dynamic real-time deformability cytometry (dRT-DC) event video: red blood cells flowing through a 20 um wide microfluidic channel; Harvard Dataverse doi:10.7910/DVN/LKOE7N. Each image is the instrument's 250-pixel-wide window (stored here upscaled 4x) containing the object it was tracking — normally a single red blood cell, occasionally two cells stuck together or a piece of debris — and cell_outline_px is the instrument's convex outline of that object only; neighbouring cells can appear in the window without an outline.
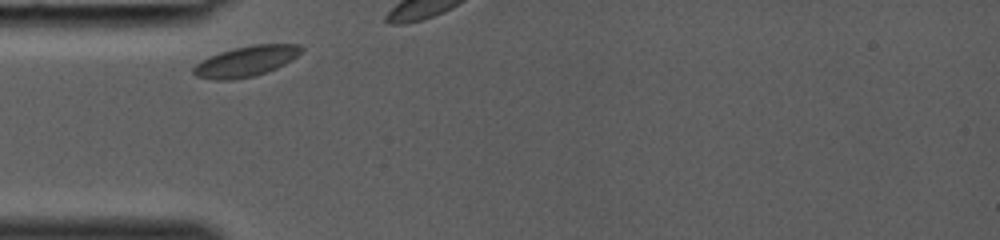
{"species": "common noctule bat (a hibernating species)", "species_latin": "Nyctalus noctula", "temperature_condition": "room temperature", "stored_images_in_passage": 4, "camera_frame_rate_fps": 3000, "um_per_image_px": 0.085, "animal": {"sex": "female", "body_mass_g": 19.0, "forearm_length_mm": 53.3}, "frame": {"image": 1, "passage_image": 1, "time_ms": 0.0, "image_size_px": [1000, 240], "cell_outline_px": [[304, 48], [292, 60], [276, 68], [252, 76], [232, 80], [212, 80], [196, 76], [192, 72], [192, 68], [200, 60], [220, 52], [252, 44], [300, 44]], "centroid_in_image_um": [20.88, 5.21], "position_along_channel_um": 64.1, "area_um2": 19.07}}